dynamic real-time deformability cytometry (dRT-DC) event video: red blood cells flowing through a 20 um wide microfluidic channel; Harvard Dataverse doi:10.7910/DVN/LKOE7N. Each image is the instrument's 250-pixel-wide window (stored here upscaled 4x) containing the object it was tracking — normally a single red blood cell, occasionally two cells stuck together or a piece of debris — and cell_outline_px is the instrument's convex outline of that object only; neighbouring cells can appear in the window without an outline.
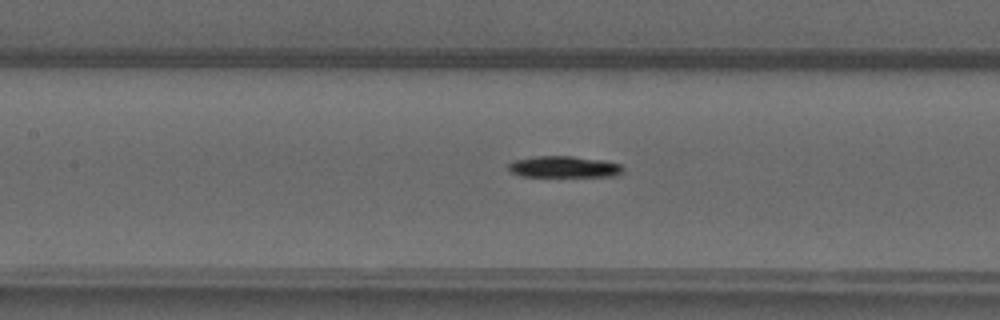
{"species": "common noctule bat (a hibernating species)", "species_latin": "Nyctalus noctula", "temperature_condition": "warm", "stored_images_in_passage": 35, "camera_frame_rate_fps": 3000, "um_per_image_px": 0.085, "animal": {"sex": "male", "forearm_length_mm": 52.5}, "frame": {"image": 1, "passage_image": 9, "time_ms": 2.667, "image_size_px": [1000, 320], "cell_outline_px": [[624, 172], [616, 176], [520, 176], [512, 172], [508, 168], [508, 164], [512, 160], [536, 156], [572, 156], [604, 160], [620, 164], [624, 168]], "centroid_in_image_um": [47.95, 14.18], "position_along_channel_um": 159.4, "area_um2": 14.39}}
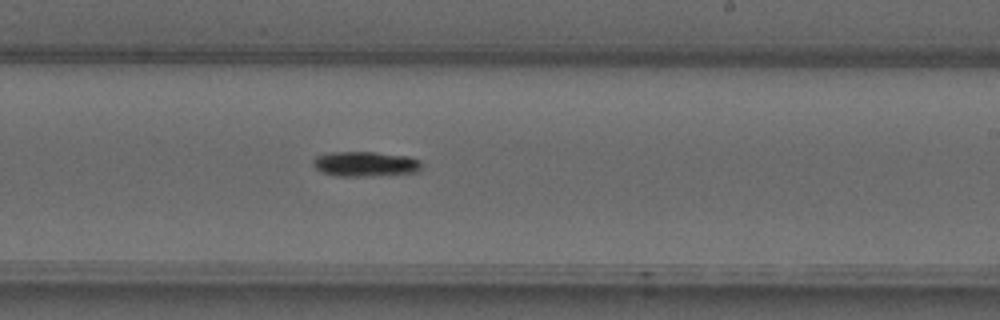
{"frame": {"image": 2, "passage_image": 16, "time_ms": 5.0, "image_size_px": [1000, 320], "cell_outline_px": [[420, 172], [372, 176], [336, 176], [324, 172], [316, 168], [312, 164], [312, 160], [316, 156], [328, 152], [372, 152], [408, 156], [420, 160]], "centroid_in_image_um": [31.04, 13.94], "position_along_channel_um": 258.0, "area_um2": 15.84}}
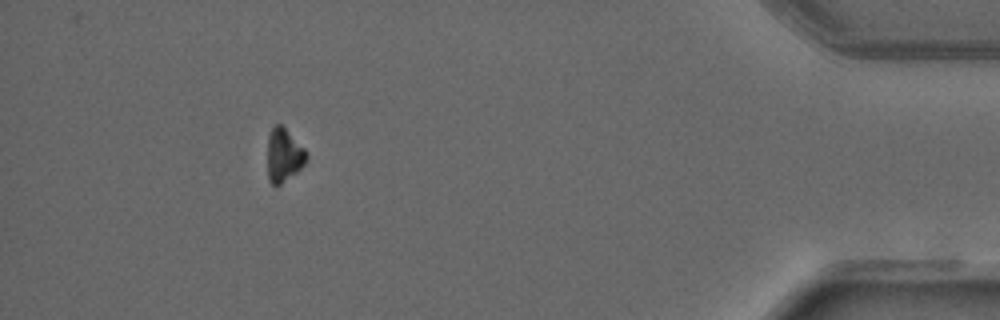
{"frame": {"image": 3, "passage_image": 31, "time_ms": 10.0, "image_size_px": [1000, 320], "cell_outline_px": [[308, 156], [304, 164], [296, 172], [280, 184], [272, 184], [268, 180], [268, 136], [272, 128], [276, 124], [280, 124], [308, 152]], "centroid_in_image_um": [24.12, 13.19], "position_along_channel_um": 411.1, "area_um2": 11.85}}